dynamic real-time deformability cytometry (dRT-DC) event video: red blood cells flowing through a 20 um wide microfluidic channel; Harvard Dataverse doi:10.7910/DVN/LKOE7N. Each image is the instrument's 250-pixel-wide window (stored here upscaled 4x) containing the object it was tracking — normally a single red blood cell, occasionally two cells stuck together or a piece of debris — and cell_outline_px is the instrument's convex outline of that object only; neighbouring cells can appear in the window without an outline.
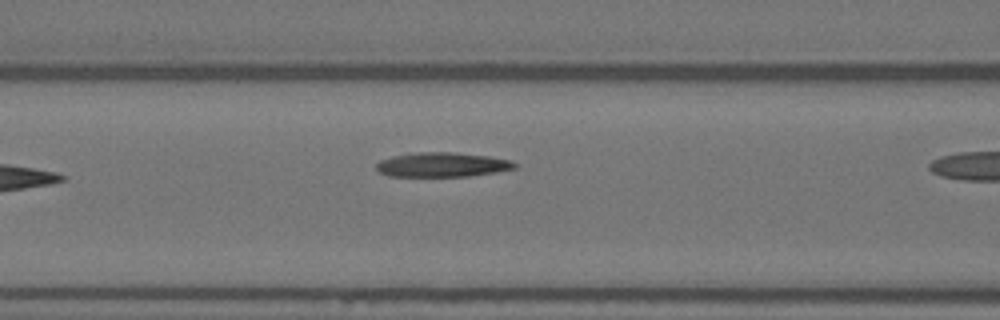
{"species": "Egyptian fruit bat (a non-hibernating species)", "species_latin": "Rousettus aegyptiacus", "temperature_condition": "warm", "stored_images_in_passage": 10, "camera_frame_rate_fps": 3000, "um_per_image_px": 0.085, "animal": {"sex": "female"}, "frame": {"image": 1, "passage_image": 9, "time_ms": 2.667, "image_size_px": [1000, 320], "cell_outline_px": [[516, 168], [496, 172], [468, 176], [388, 176], [380, 172], [376, 168], [376, 164], [380, 160], [396, 156], [420, 152], [452, 152], [488, 156], [512, 160], [516, 164]], "centroid_in_image_um": [37.61, 14.0], "position_along_channel_um": 129.0, "area_um2": 19.54}}